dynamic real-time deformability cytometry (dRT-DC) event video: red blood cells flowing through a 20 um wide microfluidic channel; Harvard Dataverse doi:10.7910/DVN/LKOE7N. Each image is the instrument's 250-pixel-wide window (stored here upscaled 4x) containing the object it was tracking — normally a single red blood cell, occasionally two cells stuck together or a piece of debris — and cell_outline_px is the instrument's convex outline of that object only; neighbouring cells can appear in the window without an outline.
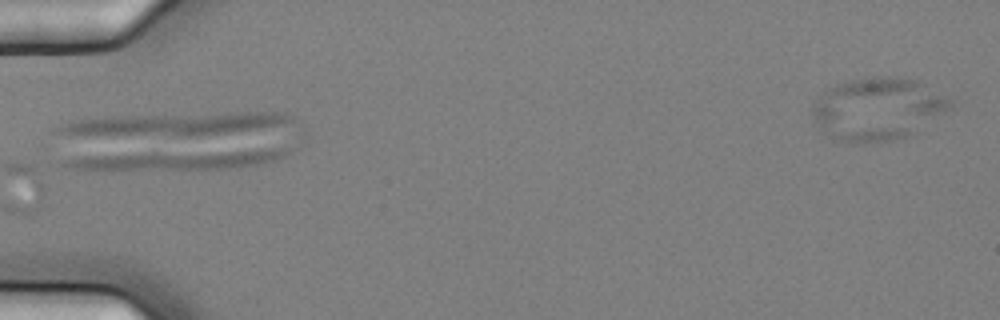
{"species": "common noctule bat (a hibernating species)", "species_latin": "Nyctalus noctula", "temperature_condition": "cold", "stored_images_in_passage": 7, "camera_frame_rate_fps": 3000, "um_per_image_px": 0.085, "animal": {"sex": "female", "body_mass_g": 25.1}, "frame": {"image": 1, "passage_image": 7, "time_ms": 2.0, "image_size_px": [1000, 320], "cell_outline_px": [[952, 104], [948, 108], [916, 132], [892, 140], [864, 144], [848, 144], [824, 132], [812, 116], [812, 104], [824, 92], [836, 84], [848, 80], [872, 76], [896, 76], [920, 80], [952, 100]], "centroid_in_image_um": [74.59, 9.24], "position_along_channel_um": 10.4, "area_um2": 50.17}}